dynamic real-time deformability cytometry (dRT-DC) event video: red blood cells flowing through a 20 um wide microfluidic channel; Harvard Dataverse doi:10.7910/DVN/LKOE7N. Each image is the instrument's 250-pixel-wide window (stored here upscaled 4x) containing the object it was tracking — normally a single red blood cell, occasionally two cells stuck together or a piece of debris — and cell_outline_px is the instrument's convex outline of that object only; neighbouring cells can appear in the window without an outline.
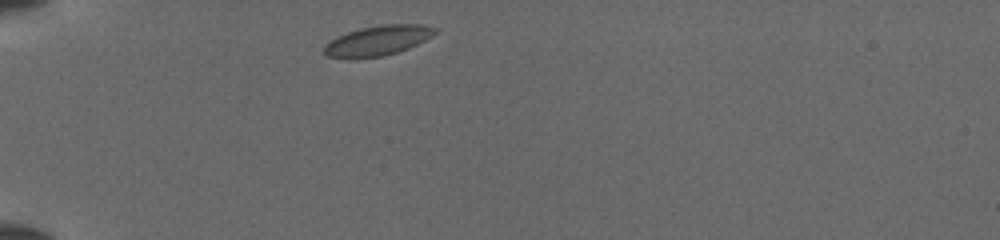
{"species": "common noctule bat (a hibernating species)", "species_latin": "Nyctalus noctula", "temperature_condition": "cold", "stored_images_in_passage": 32, "camera_frame_rate_fps": 3000, "um_per_image_px": 0.085, "animal": {"sex": "female", "body_mass_g": 19.5, "forearm_length_mm": 54.1}, "frame": {"image": 1, "passage_image": 1, "time_ms": 0.0, "image_size_px": [1000, 240], "cell_outline_px": [[440, 28], [432, 36], [408, 48], [384, 56], [328, 56], [324, 52], [324, 44], [336, 36], [360, 28], [380, 24], [424, 24]], "centroid_in_image_um": [32.17, 3.39], "position_along_channel_um": 52.8, "area_um2": 18.96}}
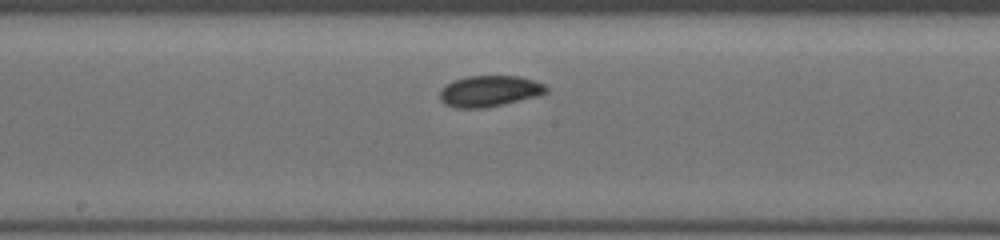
{"frame": {"image": 2, "passage_image": 14, "time_ms": 4.333, "image_size_px": [1000, 240], "cell_outline_px": [[548, 92], [540, 96], [504, 104], [484, 108], [456, 108], [444, 104], [440, 100], [440, 88], [444, 84], [452, 80], [468, 76], [520, 76], [544, 84], [548, 88]], "centroid_in_image_um": [41.58, 7.75], "position_along_channel_um": 206.6, "area_um2": 19.59}}
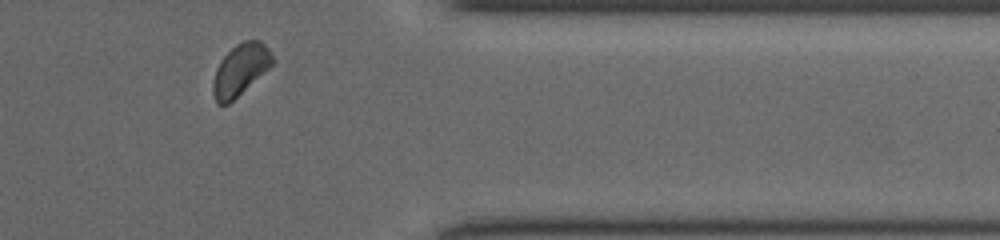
{"frame": {"image": 3, "passage_image": 28, "time_ms": 9.0, "image_size_px": [1000, 240], "cell_outline_px": [[276, 60], [268, 68], [228, 104], [216, 104], [212, 92], [212, 80], [216, 68], [220, 60], [236, 44], [244, 40], [260, 40], [268, 48]], "centroid_in_image_um": [20.4, 5.91], "position_along_channel_um": 391.0, "area_um2": 17.69}}